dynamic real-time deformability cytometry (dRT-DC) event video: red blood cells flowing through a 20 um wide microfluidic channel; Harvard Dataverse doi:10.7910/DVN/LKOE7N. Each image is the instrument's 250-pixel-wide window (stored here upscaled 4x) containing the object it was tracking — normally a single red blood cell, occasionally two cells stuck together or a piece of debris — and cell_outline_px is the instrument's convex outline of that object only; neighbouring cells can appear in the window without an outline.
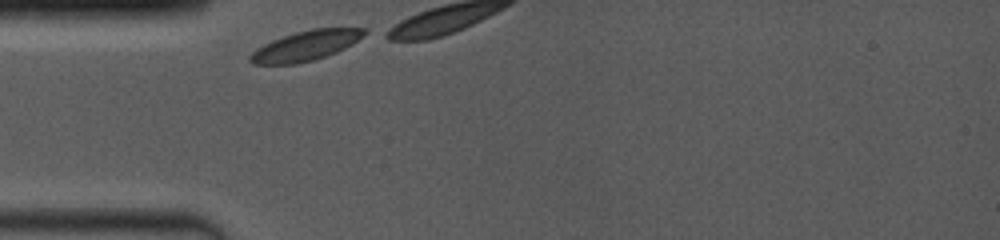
{"species": "common noctule bat (a hibernating species)", "species_latin": "Nyctalus noctula", "temperature_condition": "room temperature", "stored_images_in_passage": 19, "camera_frame_rate_fps": 4000, "um_per_image_px": 0.085, "animal": {"sex": "female", "body_mass_g": 19.0, "forearm_length_mm": 53.3}, "frame": {"image": 1, "passage_image": 1, "time_ms": 0.0, "image_size_px": [1000, 240], "cell_outline_px": [[368, 32], [352, 44], [336, 52], [312, 60], [296, 64], [252, 64], [248, 60], [248, 56], [256, 48], [272, 40], [296, 32], [312, 28], [368, 28]], "centroid_in_image_um": [25.97, 3.88], "position_along_channel_um": 59.0, "area_um2": 19.83}}
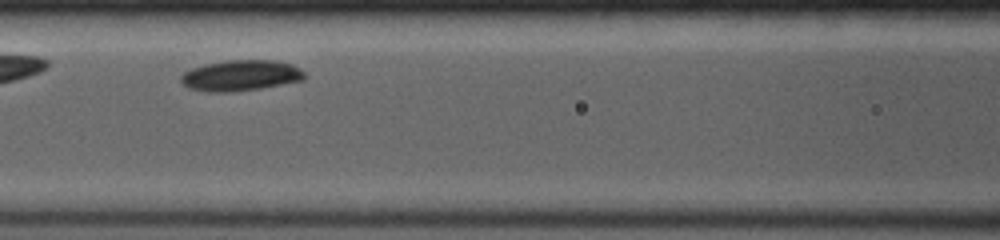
{"frame": {"image": 2, "passage_image": 4, "time_ms": 3.0, "image_size_px": [1000, 240], "cell_outline_px": [[308, 76], [304, 80], [260, 88], [232, 92], [204, 92], [188, 88], [180, 84], [180, 76], [184, 72], [192, 68], [204, 64], [228, 60], [276, 60], [292, 64], [300, 68]], "centroid_in_image_um": [20.45, 6.42], "position_along_channel_um": 146.2, "area_um2": 22.54}}
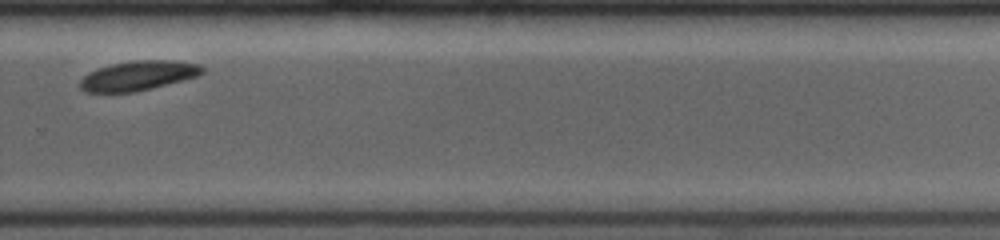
{"frame": {"image": 3, "passage_image": 16, "time_ms": 7.5, "image_size_px": [1000, 240], "cell_outline_px": [[204, 72], [196, 76], [152, 88], [136, 92], [88, 92], [80, 88], [80, 80], [88, 72], [112, 64], [132, 60], [172, 60], [200, 64], [204, 68]], "centroid_in_image_um": [11.75, 6.42], "position_along_channel_um": 318.1, "area_um2": 20.92}, "authors_computed_cell_mechanics": {"area_um2": 21.7906, "velocity_mm_per_s": 3.8133, "shape_relaxation_time_tau1_ms": 1.9352, "shape_relaxation_time_tau2_ms": null, "deformation_change_tau1": 0.0653, "deformation_change_tau2": null}}